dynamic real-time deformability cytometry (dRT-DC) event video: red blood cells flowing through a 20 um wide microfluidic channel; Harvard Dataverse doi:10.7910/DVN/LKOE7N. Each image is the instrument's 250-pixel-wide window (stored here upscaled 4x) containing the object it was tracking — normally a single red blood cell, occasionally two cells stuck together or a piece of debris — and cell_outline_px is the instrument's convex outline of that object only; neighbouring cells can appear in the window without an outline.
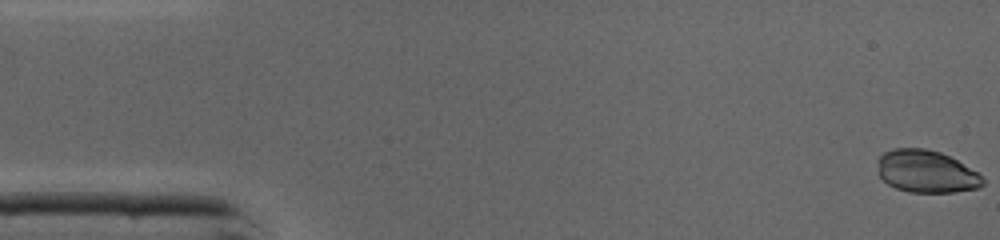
{"species": "common noctule bat (a hibernating species)", "species_latin": "Nyctalus noctula", "temperature_condition": "cold", "stored_images_in_passage": 46, "camera_frame_rate_fps": 3000, "um_per_image_px": 0.085, "animal": {"sex": "male", "body_mass_g": 19.0, "forearm_length_mm": 50.8}, "frame": {"image": 1, "passage_image": 1, "time_ms": 0.0, "image_size_px": [1000, 240], "cell_outline_px": [[984, 184], [980, 188], [952, 192], [908, 192], [896, 188], [888, 184], [876, 172], [876, 160], [884, 152], [892, 148], [924, 148], [940, 152], [956, 160], [976, 172], [984, 180]], "centroid_in_image_um": [78.67, 14.57], "position_along_channel_um": 6.3, "area_um2": 26.07}}
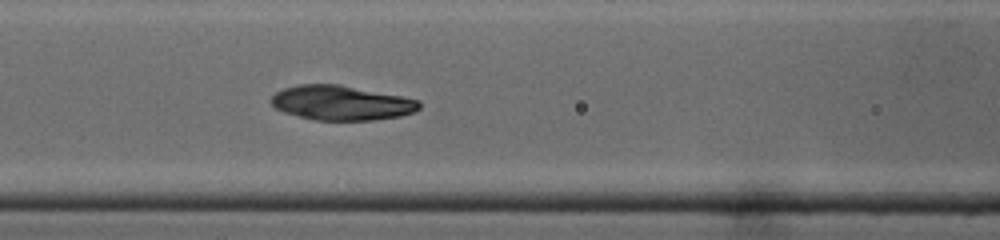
{"frame": {"image": 2, "passage_image": 19, "time_ms": 6.0, "image_size_px": [1000, 240], "cell_outline_px": [[420, 108], [412, 112], [400, 116], [376, 120], [316, 120], [284, 112], [276, 108], [268, 100], [276, 92], [284, 88], [300, 84], [340, 84], [420, 100]], "centroid_in_image_um": [29.0, 8.74], "position_along_channel_um": 137.6, "area_um2": 29.77}}
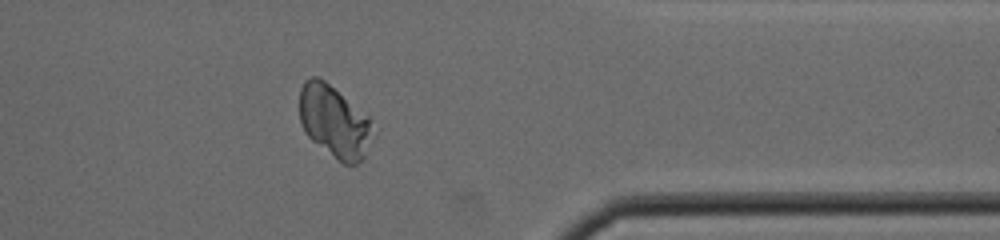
{"frame": {"image": 3, "passage_image": 37, "time_ms": 12.0, "image_size_px": [1000, 240], "cell_outline_px": [[368, 128], [364, 156], [356, 164], [344, 164], [312, 140], [304, 132], [300, 120], [300, 88], [304, 80], [312, 76], [316, 76], [324, 80], [368, 116]], "centroid_in_image_um": [28.3, 10.28], "position_along_channel_um": 383.1, "area_um2": 29.42}}